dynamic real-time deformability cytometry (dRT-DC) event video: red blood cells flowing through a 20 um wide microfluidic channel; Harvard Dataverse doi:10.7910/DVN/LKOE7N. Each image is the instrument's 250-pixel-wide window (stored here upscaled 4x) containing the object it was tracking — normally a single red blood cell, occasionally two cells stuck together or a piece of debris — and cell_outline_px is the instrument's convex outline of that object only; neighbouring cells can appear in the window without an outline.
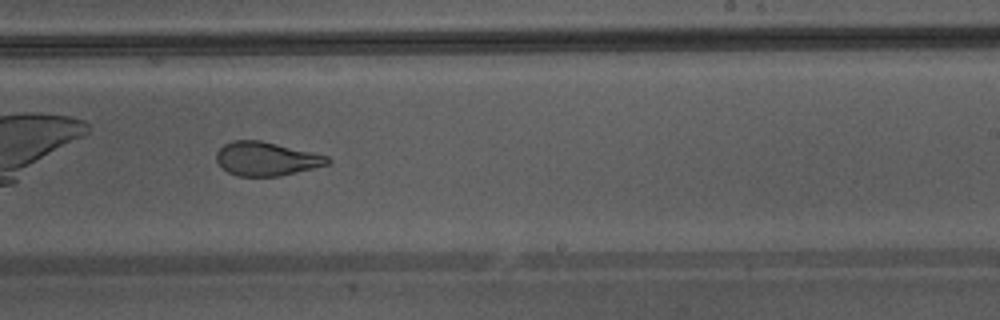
{"species": "Egyptian fruit bat (a non-hibernating species)", "species_latin": "Rousettus aegyptiacus", "temperature_condition": "warm", "stored_images_in_passage": 28, "camera_frame_rate_fps": 3000, "um_per_image_px": 0.085, "animal": {"sex": "male"}, "frame": {"image": 1, "passage_image": 16, "time_ms": 5.0, "image_size_px": [1000, 320], "cell_outline_px": [[332, 160], [328, 164], [280, 176], [240, 176], [228, 172], [216, 160], [216, 152], [224, 144], [232, 140], [260, 140], [328, 156]], "centroid_in_image_um": [22.62, 13.49], "position_along_channel_um": 266.4, "area_um2": 21.62}, "authors_computed_cell_mechanics": {"area_um2": 23.2067, "velocity_mm_per_s": 4.3766, "shape_relaxation_time_tau1_ms": null, "shape_relaxation_time_tau2_ms": 1.2868, "deformation_change_tau1": null, "deformation_change_tau2": 0.0735}}